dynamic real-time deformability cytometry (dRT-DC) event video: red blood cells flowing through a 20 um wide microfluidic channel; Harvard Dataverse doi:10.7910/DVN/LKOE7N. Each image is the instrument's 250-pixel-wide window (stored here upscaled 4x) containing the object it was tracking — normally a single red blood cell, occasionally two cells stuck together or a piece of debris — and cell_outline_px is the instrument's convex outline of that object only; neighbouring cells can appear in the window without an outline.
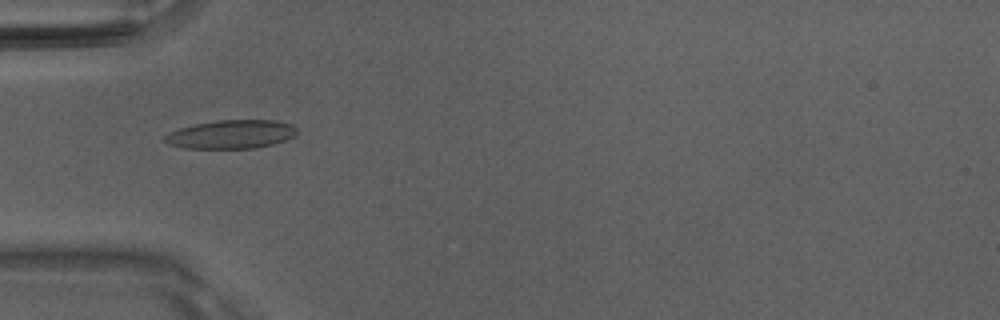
{"species": "Egyptian fruit bat (a non-hibernating species)", "species_latin": "Rousettus aegyptiacus", "temperature_condition": "room temperature", "stored_images_in_passage": 42, "camera_frame_rate_fps": 3000, "um_per_image_px": 0.085, "animal": {"sex": "male"}, "frame": {"image": 1, "passage_image": 8, "time_ms": 2.333, "image_size_px": [1000, 320], "cell_outline_px": [[296, 136], [272, 144], [256, 148], [184, 148], [168, 144], [160, 140], [168, 132], [180, 128], [196, 124], [216, 120], [272, 120], [292, 124], [296, 128]], "centroid_in_image_um": [19.61, 11.42], "position_along_channel_um": 65.4, "area_um2": 22.08}}
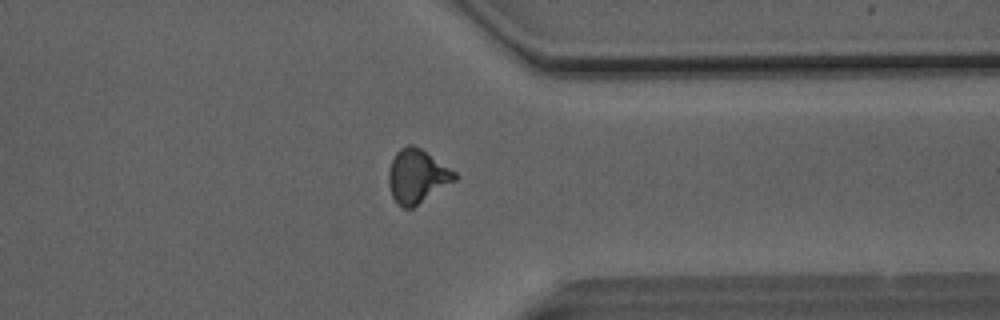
{"frame": {"image": 2, "passage_image": 31, "time_ms": 10.0, "image_size_px": [1000, 320], "cell_outline_px": [[460, 176], [456, 180], [412, 208], [404, 208], [396, 204], [392, 196], [388, 184], [388, 172], [392, 160], [396, 152], [400, 148], [408, 144], [412, 144], [420, 148], [456, 172]], "centroid_in_image_um": [35.44, 14.98], "position_along_channel_um": 376.0, "area_um2": 20.69}}
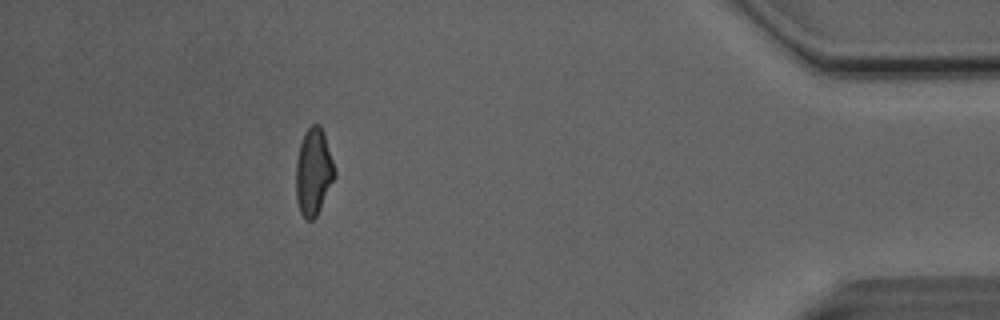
{"frame": {"image": 3, "passage_image": 37, "time_ms": 12.0, "image_size_px": [1000, 320], "cell_outline_px": [[336, 176], [316, 216], [312, 220], [304, 220], [300, 212], [296, 200], [296, 160], [300, 144], [304, 132], [312, 124], [320, 124], [324, 132], [336, 168]], "centroid_in_image_um": [26.66, 14.59], "position_along_channel_um": 408.5, "area_um2": 19.88}, "authors_computed_cell_mechanics": {"area_um2": 19.8254, "velocity_mm_per_s": 4.1115, "shape_relaxation_time_tau1_ms": 10.7176, "shape_relaxation_time_tau2_ms": 1.9602, "deformation_change_tau1": 0.2627, "deformation_change_tau2": 0.0971}}